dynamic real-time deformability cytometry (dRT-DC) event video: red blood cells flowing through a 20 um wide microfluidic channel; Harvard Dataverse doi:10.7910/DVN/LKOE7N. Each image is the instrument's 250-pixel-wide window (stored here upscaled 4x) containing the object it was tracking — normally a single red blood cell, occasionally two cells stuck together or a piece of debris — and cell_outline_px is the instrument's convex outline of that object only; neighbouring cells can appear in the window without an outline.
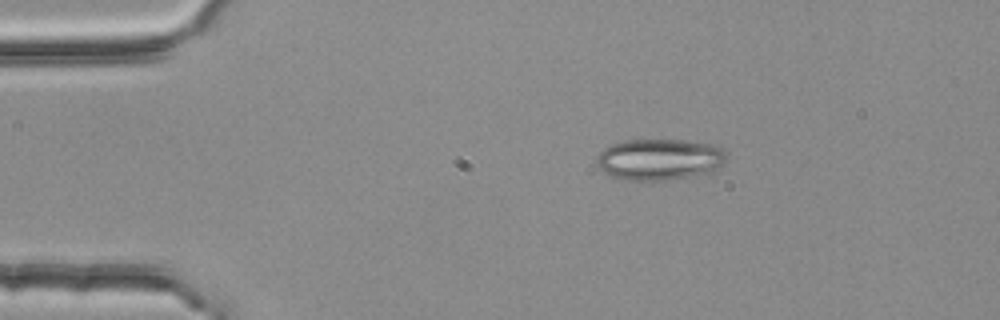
{"species": "common noctule bat (a hibernating species)", "species_latin": "Nyctalus noctula", "temperature_condition": "room temperature", "stored_images_in_passage": 2, "camera_frame_rate_fps": 3000, "um_per_image_px": 0.085, "animal": {"sex": "female", "body_mass_g": 25.1}, "frame": {"image": 1, "passage_image": 1, "time_ms": 0.0, "image_size_px": [1000, 320], "cell_outline_px": [[724, 164], [712, 172], [664, 180], [620, 180], [612, 176], [600, 168], [596, 164], [596, 156], [604, 148], [612, 144], [624, 140], [684, 140], [712, 144], [724, 148]], "centroid_in_image_um": [56.04, 13.54], "position_along_channel_um": 29.0, "area_um2": 31.21}}